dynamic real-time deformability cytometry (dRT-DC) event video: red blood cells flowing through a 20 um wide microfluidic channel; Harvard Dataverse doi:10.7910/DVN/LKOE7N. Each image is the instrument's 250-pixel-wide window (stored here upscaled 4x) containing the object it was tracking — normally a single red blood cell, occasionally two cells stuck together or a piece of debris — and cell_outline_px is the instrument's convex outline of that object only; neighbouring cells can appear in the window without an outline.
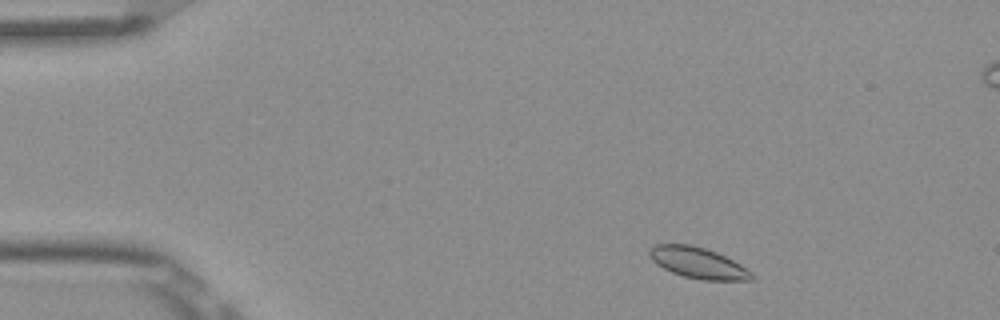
{"species": "Egyptian fruit bat (a non-hibernating species)", "species_latin": "Rousettus aegyptiacus", "temperature_condition": "room temperature", "stored_images_in_passage": 5, "camera_frame_rate_fps": 3000, "um_per_image_px": 0.085, "frame": {"image": 1, "passage_image": 2, "time_ms": 0.333, "image_size_px": [1000, 320], "cell_outline_px": [[752, 280], [700, 280], [684, 276], [672, 272], [656, 264], [648, 256], [648, 252], [656, 244], [692, 244], [716, 252], [740, 264], [752, 272]], "centroid_in_image_um": [59.31, 22.34], "position_along_channel_um": 25.7, "area_um2": 18.32}}